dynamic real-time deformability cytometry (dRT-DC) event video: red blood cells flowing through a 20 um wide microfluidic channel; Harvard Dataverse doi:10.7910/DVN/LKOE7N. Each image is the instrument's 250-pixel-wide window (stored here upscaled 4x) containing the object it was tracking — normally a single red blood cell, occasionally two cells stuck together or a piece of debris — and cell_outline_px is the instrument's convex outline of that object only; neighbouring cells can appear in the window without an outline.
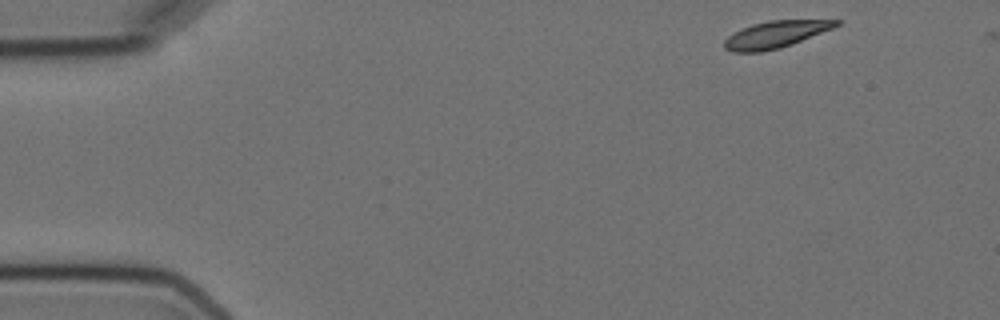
{"species": "Egyptian fruit bat (a non-hibernating species)", "species_latin": "Rousettus aegyptiacus", "temperature_condition": "cold", "stored_images_in_passage": 2, "camera_frame_rate_fps": 3000, "um_per_image_px": 0.085, "animal": {"sex": "female"}, "frame": {"image": 1, "passage_image": 1, "time_ms": 0.0, "image_size_px": [1000, 320], "cell_outline_px": [[844, 20], [840, 24], [832, 28], [792, 44], [780, 48], [760, 52], [732, 52], [724, 48], [724, 40], [728, 36], [752, 24], [768, 20]], "centroid_in_image_um": [65.91, 2.93], "position_along_channel_um": 19.1, "area_um2": 17.34}}